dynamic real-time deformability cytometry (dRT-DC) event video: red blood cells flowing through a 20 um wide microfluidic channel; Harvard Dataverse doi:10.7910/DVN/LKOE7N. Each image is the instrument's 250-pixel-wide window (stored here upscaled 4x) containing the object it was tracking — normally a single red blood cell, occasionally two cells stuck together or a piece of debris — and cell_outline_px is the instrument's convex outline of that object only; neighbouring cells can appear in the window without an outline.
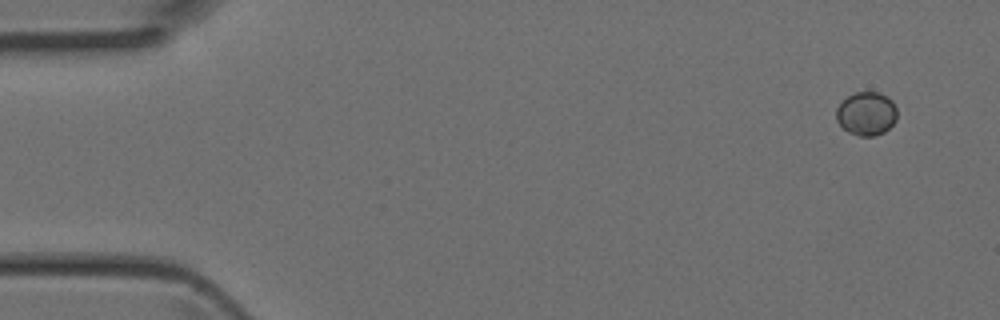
{"species": "Egyptian fruit bat (a non-hibernating species)", "species_latin": "Rousettus aegyptiacus", "temperature_condition": "room temperature", "stored_images_in_passage": 4, "camera_frame_rate_fps": 3000, "um_per_image_px": 0.085, "animal": {"sex": "female"}, "frame": {"image": 1, "passage_image": 1, "time_ms": 0.0, "image_size_px": [1000, 320], "cell_outline_px": [[896, 120], [884, 132], [876, 136], [860, 136], [848, 132], [836, 120], [836, 108], [848, 96], [856, 92], [880, 92], [888, 96], [892, 100], [896, 108]], "centroid_in_image_um": [73.65, 9.65], "position_along_channel_um": 11.3, "area_um2": 15.43}}
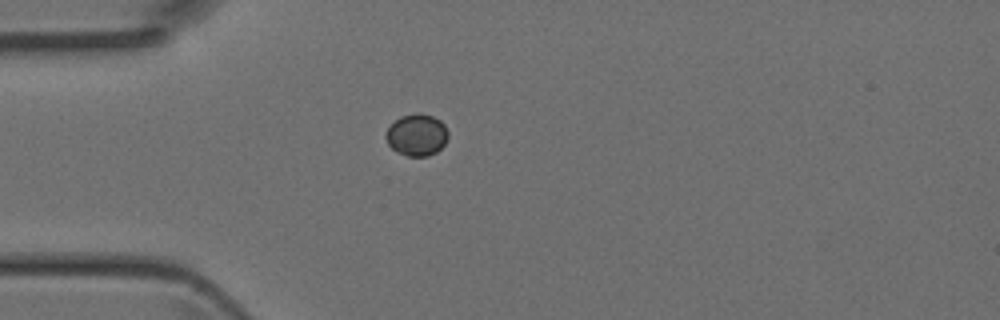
{"frame": {"image": 2, "passage_image": 4, "time_ms": 1.0, "image_size_px": [1000, 320], "cell_outline_px": [[448, 140], [436, 152], [428, 156], [408, 156], [396, 152], [388, 144], [384, 136], [388, 128], [400, 116], [416, 112], [420, 112], [432, 116], [440, 120], [444, 124], [448, 132]], "centroid_in_image_um": [35.43, 11.46], "position_along_channel_um": 49.6, "area_um2": 15.32}}